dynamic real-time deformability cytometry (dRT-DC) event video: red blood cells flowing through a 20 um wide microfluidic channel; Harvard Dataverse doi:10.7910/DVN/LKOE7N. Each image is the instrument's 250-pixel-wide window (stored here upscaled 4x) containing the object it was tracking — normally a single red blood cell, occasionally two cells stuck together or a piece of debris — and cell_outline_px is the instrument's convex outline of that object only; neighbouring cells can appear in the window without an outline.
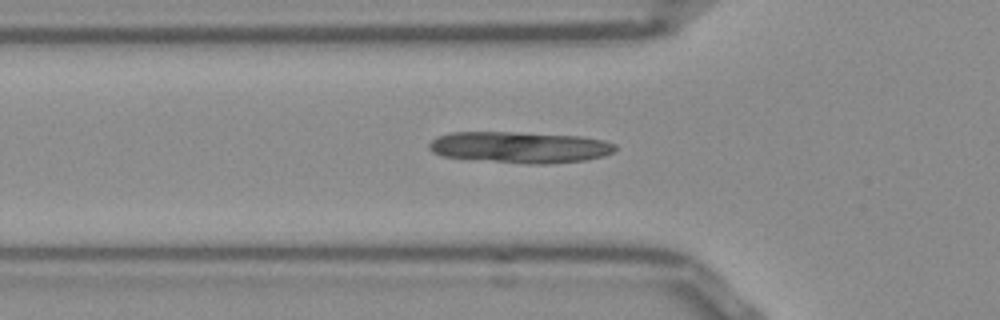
{"species": "Egyptian fruit bat (a non-hibernating species)", "species_latin": "Rousettus aegyptiacus", "temperature_condition": "room temperature", "stored_images_in_passage": 36, "camera_frame_rate_fps": 3000, "um_per_image_px": 0.085, "frame": {"image": 1, "passage_image": 3, "time_ms": 0.667, "image_size_px": [1000, 320], "cell_outline_px": [[616, 148], [612, 152], [604, 156], [584, 160], [544, 164], [532, 164], [440, 156], [432, 152], [428, 148], [428, 144], [436, 136], [448, 132], [516, 132], [580, 136], [604, 140], [616, 144]], "centroid_in_image_um": [44.16, 12.5], "position_along_channel_um": 81.6, "area_um2": 33.93}}
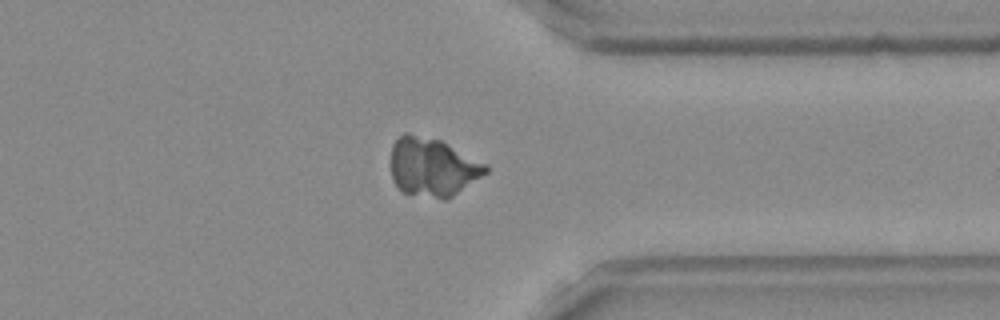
{"frame": {"image": 2, "passage_image": 26, "time_ms": 8.333, "image_size_px": [1000, 320], "cell_outline_px": [[488, 172], [452, 196], [436, 196], [400, 192], [392, 180], [392, 144], [404, 132], [408, 132], [440, 140], [488, 164]], "centroid_in_image_um": [36.76, 14.15], "position_along_channel_um": 374.6, "area_um2": 31.79}}
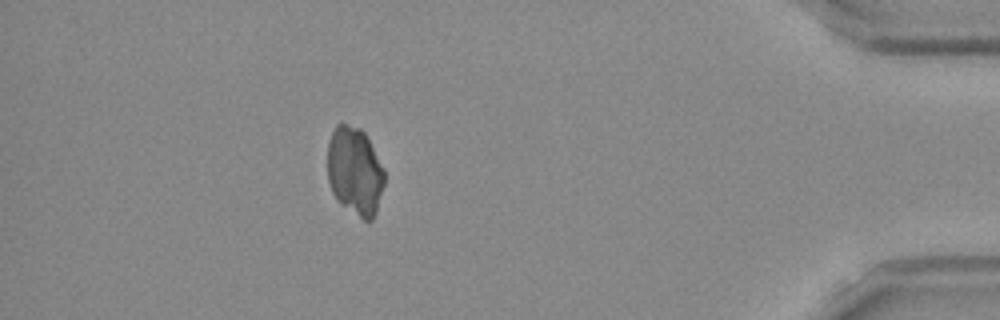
{"frame": {"image": 3, "passage_image": 32, "time_ms": 10.333, "image_size_px": [1000, 320], "cell_outline_px": [[384, 184], [376, 212], [372, 220], [364, 220], [340, 204], [336, 200], [332, 192], [328, 180], [328, 144], [332, 132], [336, 124], [348, 124], [360, 128], [364, 132], [384, 168]], "centroid_in_image_um": [30.15, 14.55], "position_along_channel_um": 405.0, "area_um2": 29.25}}